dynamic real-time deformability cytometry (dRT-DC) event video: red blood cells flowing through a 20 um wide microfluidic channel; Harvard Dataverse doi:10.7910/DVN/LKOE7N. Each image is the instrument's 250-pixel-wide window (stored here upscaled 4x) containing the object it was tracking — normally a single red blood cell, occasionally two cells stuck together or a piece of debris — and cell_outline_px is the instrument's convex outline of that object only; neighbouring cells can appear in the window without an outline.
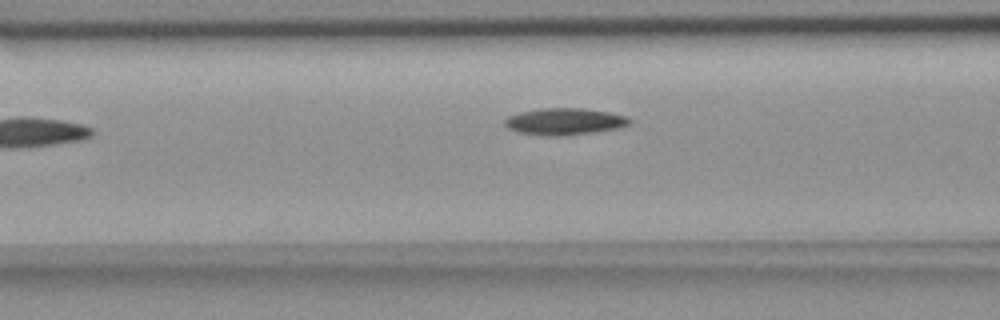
{"species": "common noctule bat (a hibernating species)", "species_latin": "Nyctalus noctula", "temperature_condition": "room temperature", "stored_images_in_passage": 8, "camera_frame_rate_fps": 3000, "um_per_image_px": 0.085, "animal": {"sex": "female", "body_mass_g": 18.4}, "frame": {"image": 1, "passage_image": 7, "time_ms": 7.0, "image_size_px": [1000, 320], "cell_outline_px": [[632, 124], [620, 128], [564, 136], [548, 136], [520, 132], [508, 128], [504, 124], [504, 120], [508, 116], [520, 112], [540, 108], [584, 108], [608, 112], [628, 116], [632, 120]], "centroid_in_image_um": [48.03, 10.32], "position_along_channel_um": 118.6, "area_um2": 19.59}}
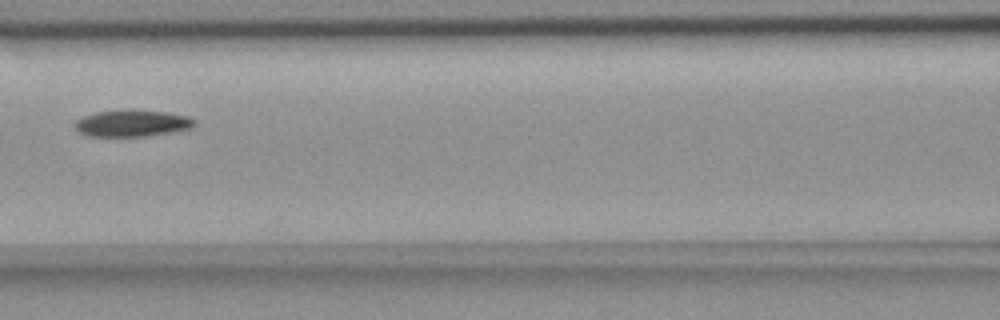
{"frame": {"image": 2, "passage_image": 8, "time_ms": 8.0, "image_size_px": [1000, 320], "cell_outline_px": [[196, 124], [192, 128], [172, 132], [148, 136], [88, 136], [80, 132], [76, 128], [76, 120], [84, 116], [96, 112], [164, 112], [188, 116], [196, 120]], "centroid_in_image_um": [11.28, 10.52], "position_along_channel_um": 155.3, "area_um2": 17.8}}